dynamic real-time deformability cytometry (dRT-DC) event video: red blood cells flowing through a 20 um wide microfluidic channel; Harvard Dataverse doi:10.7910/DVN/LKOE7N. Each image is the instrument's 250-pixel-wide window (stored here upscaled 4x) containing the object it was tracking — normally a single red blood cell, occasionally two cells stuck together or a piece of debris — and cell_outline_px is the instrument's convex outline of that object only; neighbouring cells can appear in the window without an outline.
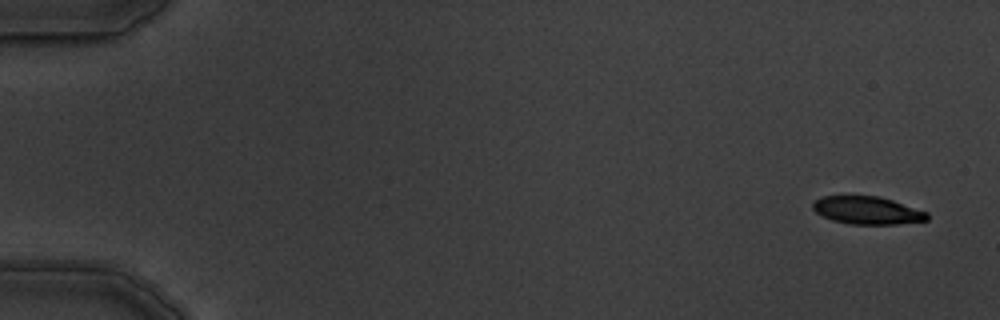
{"species": "common noctule bat (a hibernating species)", "species_latin": "Nyctalus noctula", "temperature_condition": "warm", "stored_images_in_passage": 6, "camera_frame_rate_fps": 3000, "um_per_image_px": 0.085, "animal": {"sex": "male", "body_mass_g": 19.5, "forearm_length_mm": 54.6}, "frame": {"image": 1, "passage_image": 1, "time_ms": 0.0, "image_size_px": [1000, 320], "cell_outline_px": [[928, 220], [896, 224], [848, 224], [832, 220], [816, 212], [812, 208], [812, 204], [820, 196], [880, 196], [928, 212]], "centroid_in_image_um": [73.71, 17.88], "position_along_channel_um": 11.3, "area_um2": 18.44}}
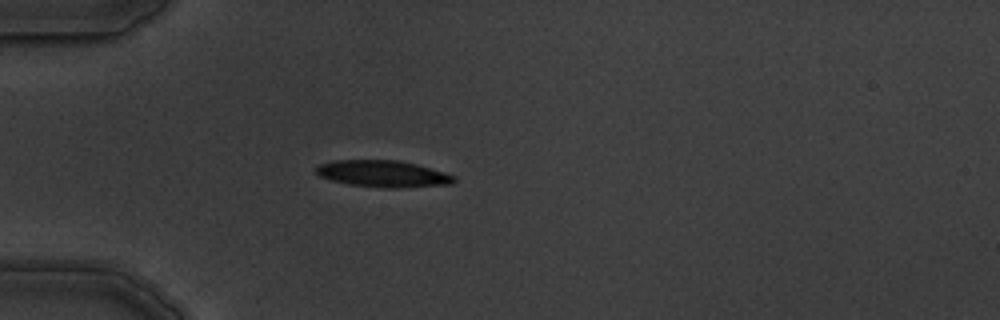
{"frame": {"image": 2, "passage_image": 5, "time_ms": 4.667, "image_size_px": [1000, 320], "cell_outline_px": [[456, 180], [452, 184], [396, 188], [384, 188], [348, 184], [332, 180], [320, 176], [316, 172], [316, 168], [320, 164], [332, 160], [396, 160], [416, 164], [444, 172], [456, 176]], "centroid_in_image_um": [32.57, 14.77], "position_along_channel_um": 52.4, "area_um2": 21.39}}